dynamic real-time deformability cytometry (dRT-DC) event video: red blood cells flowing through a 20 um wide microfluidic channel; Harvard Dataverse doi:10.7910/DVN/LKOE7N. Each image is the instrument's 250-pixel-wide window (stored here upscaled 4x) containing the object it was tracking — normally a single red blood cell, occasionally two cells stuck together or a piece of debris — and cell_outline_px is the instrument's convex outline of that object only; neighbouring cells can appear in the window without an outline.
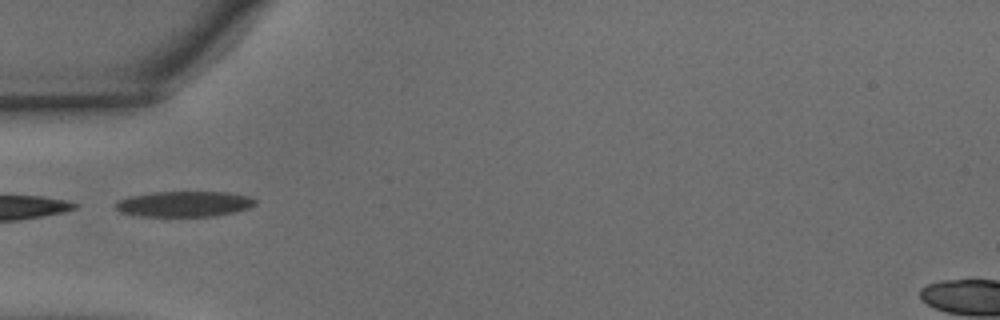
{"species": "common noctule bat (a hibernating species)", "species_latin": "Nyctalus noctula", "temperature_condition": "warm", "stored_images_in_passage": 34, "camera_frame_rate_fps": 3000, "um_per_image_px": 0.085, "animal": {"sex": "male", "body_mass_g": 15.6}, "frame": {"image": 1, "passage_image": 1, "time_ms": 0.0, "image_size_px": [1000, 320], "cell_outline_px": [[256, 204], [248, 208], [236, 212], [216, 216], [140, 216], [120, 212], [116, 208], [116, 200], [128, 196], [152, 192], [228, 192], [248, 196], [256, 200]], "centroid_in_image_um": [15.65, 17.33], "position_along_channel_um": 69.3, "area_um2": 20.92}}
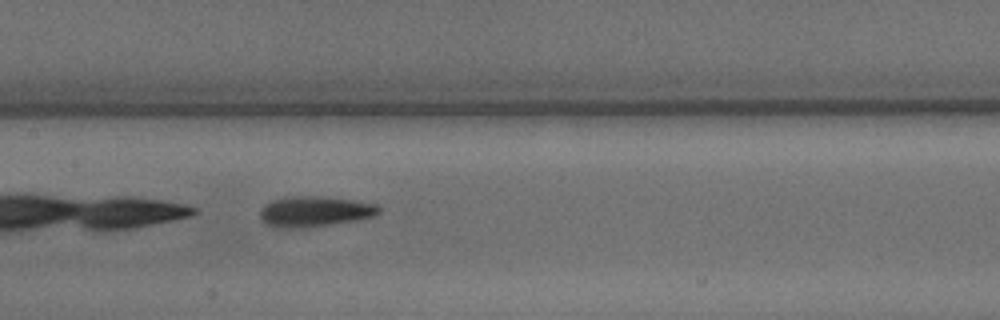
{"frame": {"image": 2, "passage_image": 9, "time_ms": 2.667, "image_size_px": [1000, 320], "cell_outline_px": [[380, 212], [376, 216], [356, 220], [328, 224], [288, 228], [276, 228], [268, 224], [260, 216], [260, 212], [272, 200], [292, 196], [324, 196], [356, 200], [376, 204], [380, 208]], "centroid_in_image_um": [26.81, 17.95], "position_along_channel_um": 180.6, "area_um2": 20.75}}
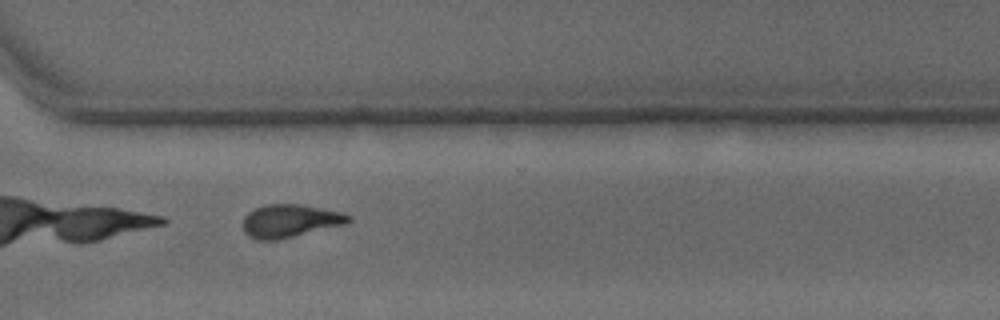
{"frame": {"image": 3, "passage_image": 21, "time_ms": 6.667, "image_size_px": [1000, 320], "cell_outline_px": [[352, 220], [348, 224], [276, 240], [256, 240], [248, 236], [244, 232], [244, 216], [248, 212], [264, 204], [300, 204], [340, 212], [352, 216]], "centroid_in_image_um": [24.66, 18.78], "position_along_channel_um": 345.9, "area_um2": 20.35}, "authors_computed_cell_mechanics": {"area_um2": 20.6635, "velocity_mm_per_s": 4.1483, "shape_relaxation_time_tau1_ms": 3.3943, "shape_relaxation_time_tau2_ms": 1.985, "deformation_change_tau1": 0.1555, "deformation_change_tau2": 0.1091}}